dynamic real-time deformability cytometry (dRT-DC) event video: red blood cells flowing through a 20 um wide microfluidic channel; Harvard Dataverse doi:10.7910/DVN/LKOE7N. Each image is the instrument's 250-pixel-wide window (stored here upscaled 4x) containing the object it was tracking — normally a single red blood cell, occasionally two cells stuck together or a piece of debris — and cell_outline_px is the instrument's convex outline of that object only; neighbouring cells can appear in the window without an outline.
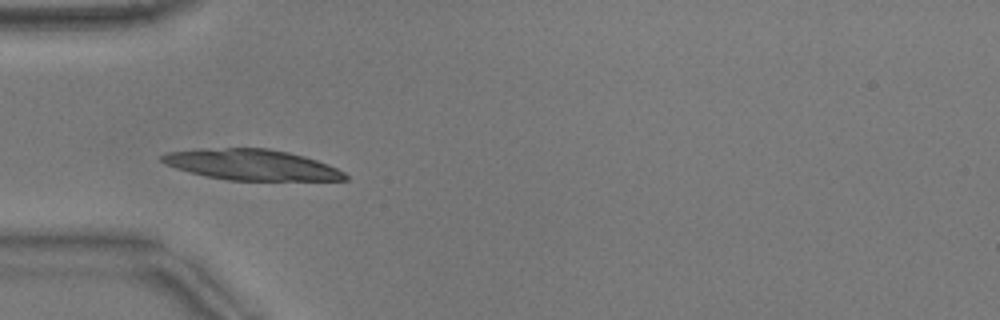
{"species": "common noctule bat (a hibernating species)", "species_latin": "Nyctalus noctula", "temperature_condition": "warm", "stored_images_in_passage": 48, "camera_frame_rate_fps": 3000, "um_per_image_px": 0.085, "animal": {"sex": "male", "body_mass_g": 17.9}, "frame": {"image": 1, "passage_image": 14, "time_ms": 4.333, "image_size_px": [1000, 320], "cell_outline_px": [[348, 180], [228, 180], [208, 176], [176, 168], [164, 164], [160, 160], [160, 156], [168, 152], [200, 148], [268, 148], [288, 152], [304, 156], [328, 164], [344, 172], [348, 176]], "centroid_in_image_um": [21.38, 13.99], "position_along_channel_um": 63.6, "area_um2": 32.66}}
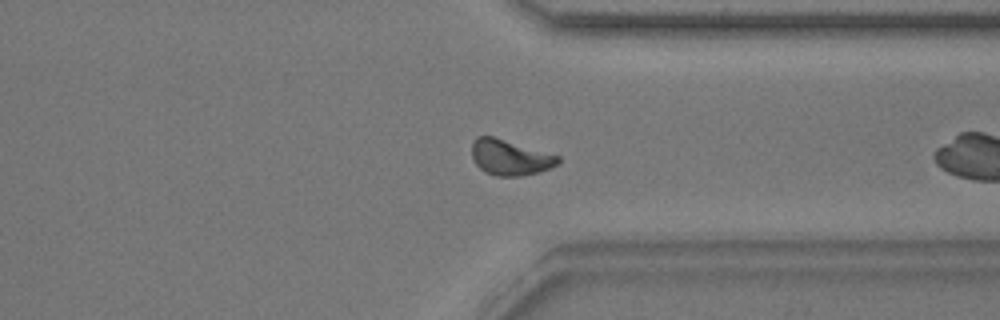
{"frame": {"image": 2, "passage_image": 35, "time_ms": 11.333, "image_size_px": [1000, 320], "cell_outline_px": [[560, 164], [540, 172], [520, 176], [496, 176], [484, 172], [476, 164], [472, 156], [472, 140], [476, 136], [492, 136], [560, 156]], "centroid_in_image_um": [43.35, 13.39], "position_along_channel_um": 368.0, "area_um2": 17.92}}
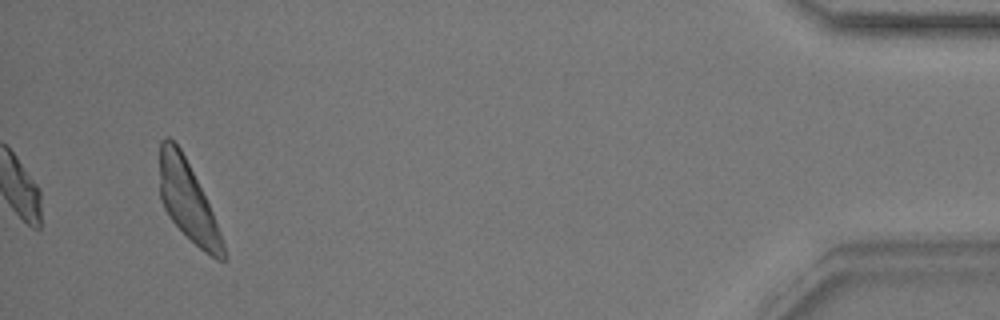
{"frame": {"image": 3, "passage_image": 48, "time_ms": 15.667, "image_size_px": [1000, 320], "cell_outline_px": [[228, 260], [216, 260], [204, 252], [172, 220], [164, 208], [160, 200], [160, 140], [164, 136], [168, 136], [180, 148], [212, 212], [224, 244], [228, 256]], "centroid_in_image_um": [15.96, 17.11], "position_along_channel_um": 419.2, "area_um2": 28.73}, "authors_computed_cell_mechanics": {"area_um2": 28.4087, "velocity_mm_per_s": 3.8133, "shape_relaxation_time_tau1_ms": 6.5441, "shape_relaxation_time_tau2_ms": null, "deformation_change_tau1": 0.3331, "deformation_change_tau2": null}}